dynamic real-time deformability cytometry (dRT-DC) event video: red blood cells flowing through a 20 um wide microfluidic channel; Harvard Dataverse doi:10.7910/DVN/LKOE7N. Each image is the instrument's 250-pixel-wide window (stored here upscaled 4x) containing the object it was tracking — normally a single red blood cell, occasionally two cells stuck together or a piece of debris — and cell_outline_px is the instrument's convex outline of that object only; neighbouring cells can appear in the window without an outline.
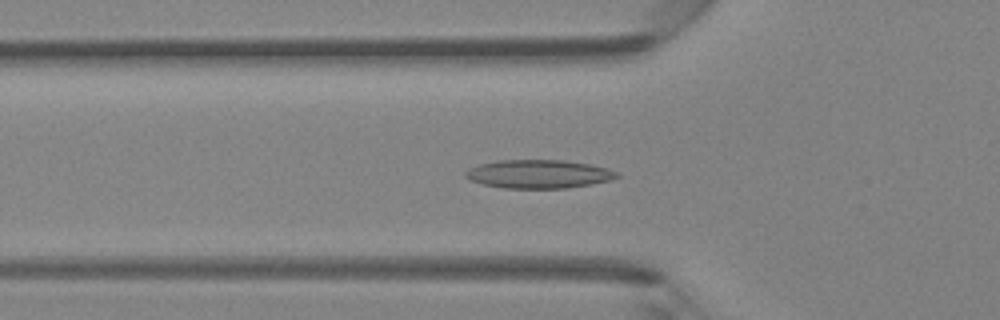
{"species": "Egyptian fruit bat (a non-hibernating species)", "species_latin": "Rousettus aegyptiacus", "temperature_condition": "room temperature", "stored_images_in_passage": 45, "camera_frame_rate_fps": 3000, "um_per_image_px": 0.085, "animal": {"sex": "female"}, "frame": {"image": 1, "passage_image": 14, "time_ms": 4.333, "image_size_px": [1000, 320], "cell_outline_px": [[620, 176], [608, 180], [592, 184], [564, 188], [504, 188], [484, 184], [472, 180], [464, 176], [464, 172], [468, 168], [480, 164], [496, 160], [564, 160], [588, 164], [608, 168], [620, 172]], "centroid_in_image_um": [45.79, 14.78], "position_along_channel_um": 80.0, "area_um2": 25.09}}
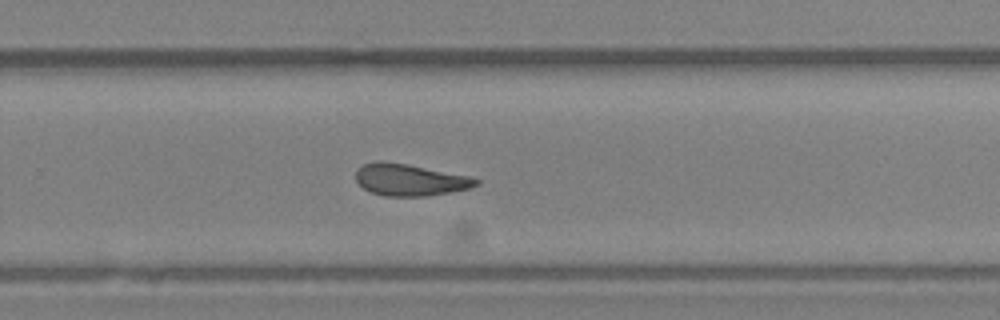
{"frame": {"image": 2, "passage_image": 29, "time_ms": 9.333, "image_size_px": [1000, 320], "cell_outline_px": [[480, 184], [468, 188], [452, 192], [428, 196], [384, 196], [372, 192], [364, 188], [356, 180], [356, 172], [364, 164], [376, 160], [384, 160], [408, 164], [468, 176], [480, 180]], "centroid_in_image_um": [34.84, 15.28], "position_along_channel_um": 295.0, "area_um2": 22.25}}
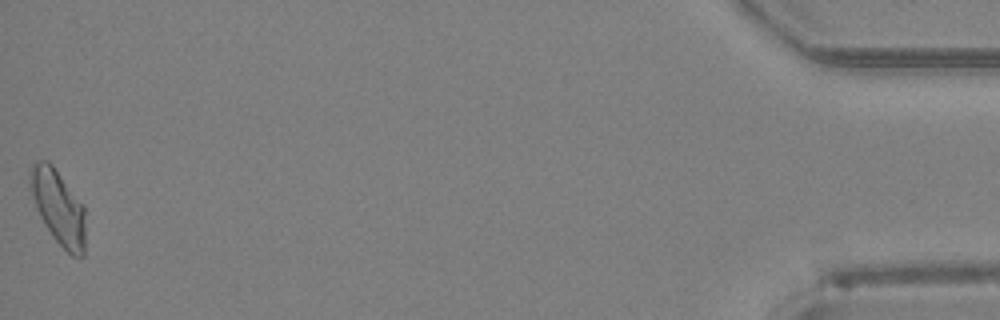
{"frame": {"image": 3, "passage_image": 45, "time_ms": 14.667, "image_size_px": [1000, 320], "cell_outline_px": [[84, 256], [72, 256], [52, 236], [40, 216], [36, 208], [32, 192], [28, 172], [32, 164], [36, 160], [48, 160], [52, 164], [84, 204]], "centroid_in_image_um": [4.96, 17.56], "position_along_channel_um": 430.2, "area_um2": 23.87}, "authors_computed_cell_mechanics": {"area_um2": 22.9466, "velocity_mm_per_s": 4.3061, "shape_relaxation_time_tau1_ms": 5.9608, "shape_relaxation_time_tau2_ms": 3.447, "deformation_change_tau1": 0.1393, "deformation_change_tau2": 0.113}}